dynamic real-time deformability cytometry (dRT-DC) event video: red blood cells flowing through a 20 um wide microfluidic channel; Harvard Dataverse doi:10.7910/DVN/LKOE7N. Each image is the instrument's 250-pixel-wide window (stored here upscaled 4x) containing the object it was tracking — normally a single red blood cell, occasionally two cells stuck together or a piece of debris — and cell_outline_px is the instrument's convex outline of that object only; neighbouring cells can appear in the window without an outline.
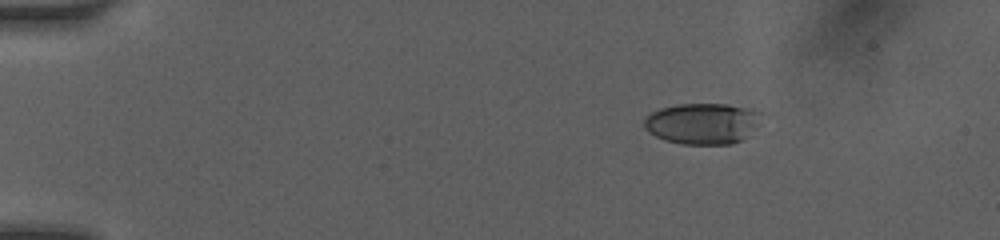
{"species": "human", "species_latin": "Homo sapiens", "temperature_condition": "room temperature", "stored_images_in_passage": 8, "camera_frame_rate_fps": 3000, "um_per_image_px": 0.085, "donor": {"sex": "female"}, "frame": {"image": 1, "passage_image": 1, "time_ms": 0.0, "image_size_px": [1000, 240], "cell_outline_px": [[760, 112], [744, 136], [740, 140], [732, 144], [680, 144], [664, 140], [648, 132], [644, 128], [644, 120], [652, 112], [660, 108], [680, 104], [724, 104], [748, 108]], "centroid_in_image_um": [59.57, 10.5], "position_along_channel_um": 25.4, "area_um2": 27.17}}
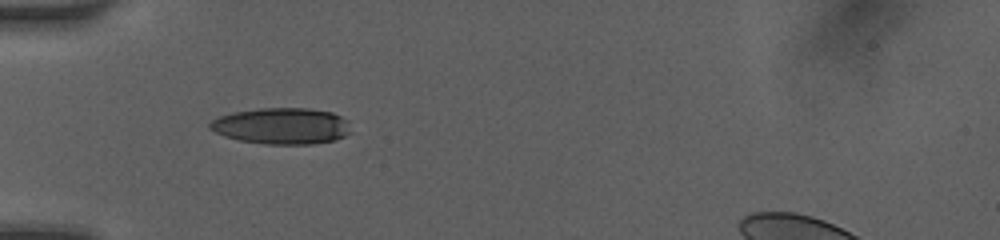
{"frame": {"image": 2, "passage_image": 7, "time_ms": 3.0, "image_size_px": [1000, 240], "cell_outline_px": [[352, 132], [336, 140], [312, 144], [264, 144], [240, 140], [224, 136], [208, 128], [208, 124], [212, 120], [220, 116], [232, 112], [260, 108], [308, 108], [332, 112], [348, 120]], "centroid_in_image_um": [23.97, 10.71], "position_along_channel_um": 61.0, "area_um2": 30.06}}
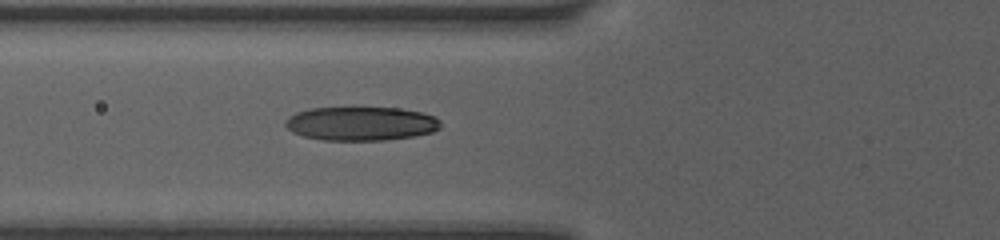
{"frame": {"image": 3, "passage_image": 8, "time_ms": 4.0, "image_size_px": [1000, 240], "cell_outline_px": [[440, 128], [432, 132], [416, 136], [384, 140], [324, 140], [304, 136], [292, 132], [284, 124], [284, 120], [288, 116], [296, 112], [312, 108], [400, 108], [420, 112], [436, 116], [440, 120]], "centroid_in_image_um": [30.69, 10.51], "position_along_channel_um": 95.1, "area_um2": 30.69}}